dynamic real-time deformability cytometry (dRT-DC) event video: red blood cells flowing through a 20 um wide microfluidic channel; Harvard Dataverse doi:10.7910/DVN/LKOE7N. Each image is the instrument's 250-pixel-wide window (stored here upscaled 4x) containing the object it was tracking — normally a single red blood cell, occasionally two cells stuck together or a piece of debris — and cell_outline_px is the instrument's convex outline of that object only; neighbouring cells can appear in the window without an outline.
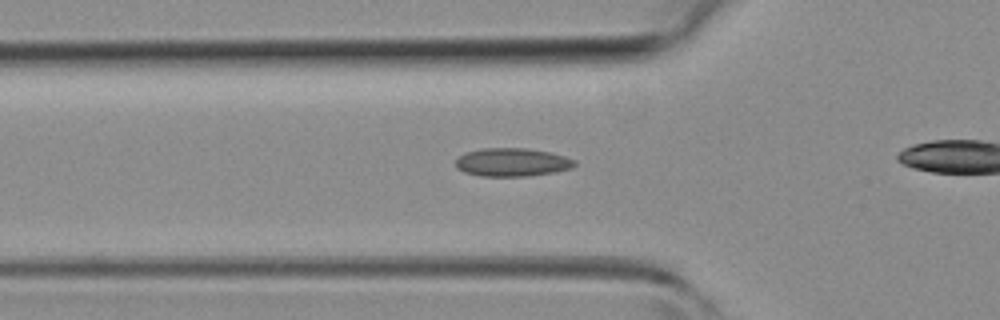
{"species": "common noctule bat (a hibernating species)", "species_latin": "Nyctalus noctula", "temperature_condition": "room temperature", "stored_images_in_passage": 30, "camera_frame_rate_fps": 3000, "um_per_image_px": 0.085, "animal": {"sex": "female", "body_mass_g": 19.3, "forearm_length_mm": 54.1}, "frame": {"image": 1, "passage_image": 9, "time_ms": 2.667, "image_size_px": [1000, 320], "cell_outline_px": [[576, 164], [572, 168], [556, 172], [524, 176], [480, 176], [464, 172], [456, 168], [456, 160], [464, 152], [484, 148], [524, 148], [548, 152], [564, 156], [576, 160]], "centroid_in_image_um": [43.52, 13.79], "position_along_channel_um": 82.3, "area_um2": 19.59}}
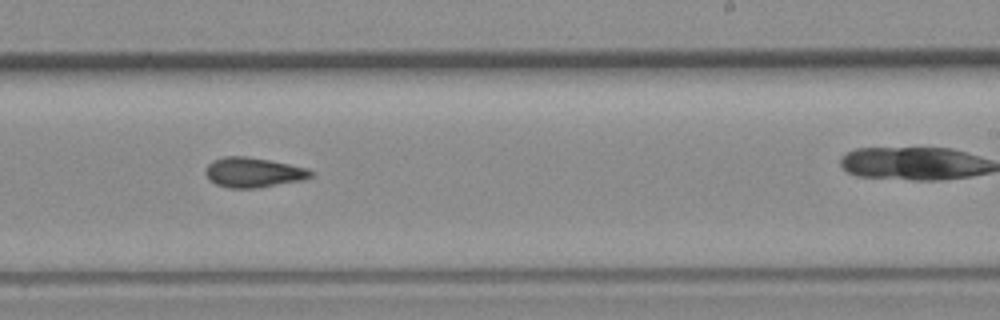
{"frame": {"image": 2, "passage_image": 21, "time_ms": 6.667, "image_size_px": [1000, 320], "cell_outline_px": [[316, 172], [312, 176], [304, 180], [256, 188], [228, 188], [216, 184], [204, 172], [208, 164], [212, 160], [224, 156], [244, 156], [272, 160], [308, 168]], "centroid_in_image_um": [21.58, 14.65], "position_along_channel_um": 267.4, "area_um2": 18.5}}
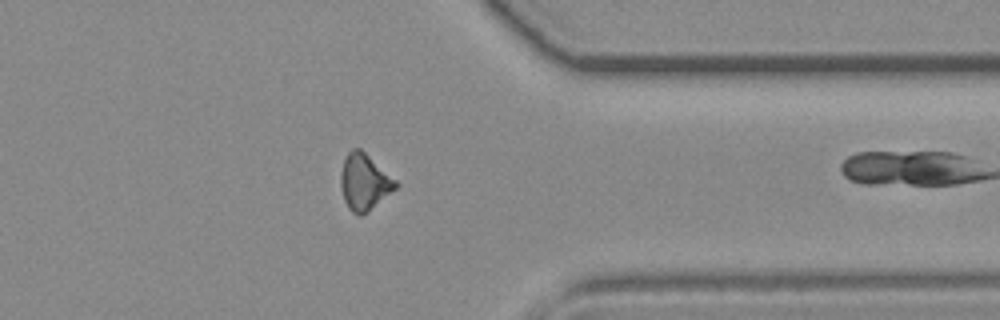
{"frame": {"image": 3, "passage_image": 29, "time_ms": 9.333, "image_size_px": [1000, 320], "cell_outline_px": [[400, 184], [396, 188], [368, 212], [360, 216], [356, 216], [348, 208], [344, 200], [340, 184], [340, 172], [344, 160], [348, 152], [352, 148], [360, 148], [396, 180]], "centroid_in_image_um": [30.95, 15.49], "position_along_channel_um": 380.4, "area_um2": 18.03}}